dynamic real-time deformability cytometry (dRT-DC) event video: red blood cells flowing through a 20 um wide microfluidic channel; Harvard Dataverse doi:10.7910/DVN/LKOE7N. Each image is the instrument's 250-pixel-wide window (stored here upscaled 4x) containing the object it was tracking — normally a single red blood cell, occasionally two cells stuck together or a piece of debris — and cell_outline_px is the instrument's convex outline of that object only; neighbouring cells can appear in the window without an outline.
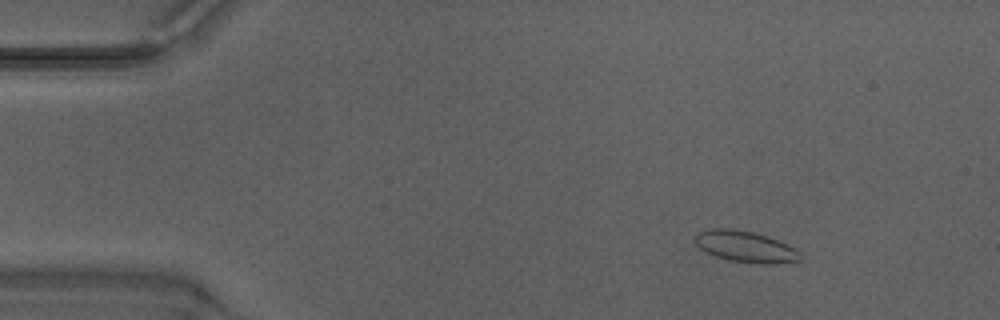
{"species": "Egyptian fruit bat (a non-hibernating species)", "species_latin": "Rousettus aegyptiacus", "temperature_condition": "warm", "stored_images_in_passage": 48, "camera_frame_rate_fps": 3000, "um_per_image_px": 0.085, "animal": {"sex": "male"}, "frame": {"image": 1, "passage_image": 6, "time_ms": 1.667, "image_size_px": [1000, 320], "cell_outline_px": [[800, 260], [772, 264], [760, 264], [732, 260], [716, 256], [700, 248], [696, 244], [692, 236], [696, 232], [712, 228], [728, 228], [752, 232], [768, 236], [796, 248], [800, 252]], "centroid_in_image_um": [63.34, 20.95], "position_along_channel_um": 21.7, "area_um2": 19.07}}
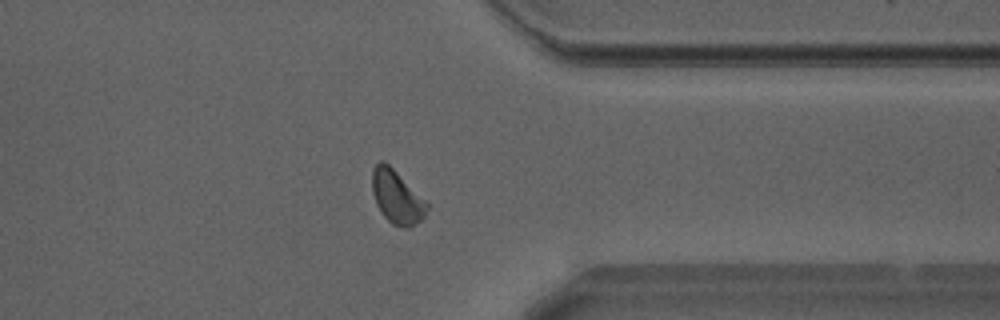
{"frame": {"image": 2, "passage_image": 38, "time_ms": 12.333, "image_size_px": [1000, 320], "cell_outline_px": [[428, 208], [424, 216], [420, 220], [408, 228], [400, 228], [392, 224], [384, 216], [376, 204], [372, 192], [372, 168], [380, 160], [384, 160], [428, 204]], "centroid_in_image_um": [33.69, 16.75], "position_along_channel_um": 377.7, "area_um2": 16.7}}
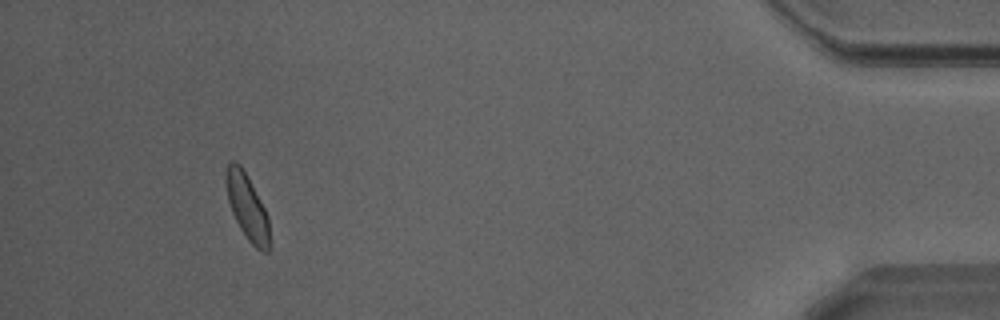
{"frame": {"image": 3, "passage_image": 45, "time_ms": 14.667, "image_size_px": [1000, 320], "cell_outline_px": [[268, 252], [264, 252], [256, 248], [248, 240], [240, 228], [232, 212], [228, 200], [224, 180], [224, 176], [228, 164], [232, 160], [240, 164], [260, 200], [268, 216]], "centroid_in_image_um": [20.97, 17.56], "position_along_channel_um": 414.2, "area_um2": 16.24}, "authors_computed_cell_mechanics": {"area_um2": 17.1088, "velocity_mm_per_s": 4.2015, "shape_relaxation_time_tau1_ms": 4.2822, "shape_relaxation_time_tau2_ms": 2.6647, "deformation_change_tau1": 0.1483, "deformation_change_tau2": 0.0757}}